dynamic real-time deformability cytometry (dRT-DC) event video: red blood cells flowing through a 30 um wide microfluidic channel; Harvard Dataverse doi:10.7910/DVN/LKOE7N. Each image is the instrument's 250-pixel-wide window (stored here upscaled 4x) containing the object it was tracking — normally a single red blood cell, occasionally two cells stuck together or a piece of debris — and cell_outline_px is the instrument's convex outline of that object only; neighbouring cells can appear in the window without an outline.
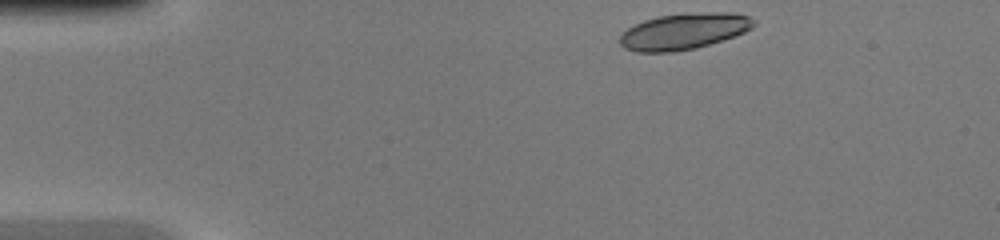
{"species": "common noctule bat (a hibernating species)", "species_latin": "Nyctalus noctula", "temperature_condition": "warm", "stored_images_in_passage": 39, "segment_of_instrument_passage": [1, 2], "camera_frame_rate_fps": 3000, "um_per_image_px": 0.085, "animal": {"sex": "female", "body_mass_g": 20.0, "forearm_length_mm": 54.0}, "frame": {"image": 1, "passage_image": 1, "time_ms": 0.0, "image_size_px": [1000, 240], "cell_outline_px": [[756, 24], [752, 28], [736, 36], [696, 48], [676, 52], [636, 52], [624, 48], [620, 44], [620, 36], [628, 28], [644, 20], [660, 16], [712, 12], [732, 12], [748, 16], [756, 20]], "centroid_in_image_um": [58.16, 2.68], "position_along_channel_um": 26.8, "area_um2": 28.15}}